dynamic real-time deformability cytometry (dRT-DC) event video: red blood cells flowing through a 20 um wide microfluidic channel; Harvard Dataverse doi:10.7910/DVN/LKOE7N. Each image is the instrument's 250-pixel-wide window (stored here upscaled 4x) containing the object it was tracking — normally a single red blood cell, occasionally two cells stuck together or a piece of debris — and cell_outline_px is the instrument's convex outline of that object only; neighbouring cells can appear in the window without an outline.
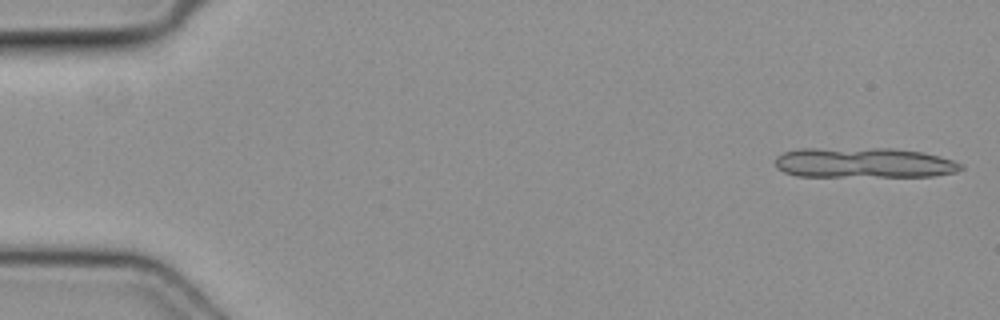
{"species": "common noctule bat (a hibernating species)", "species_latin": "Nyctalus noctula", "temperature_condition": "cold", "stored_images_in_passage": 8, "camera_frame_rate_fps": 3000, "um_per_image_px": 0.085, "animal": {"sex": "female", "body_mass_g": 19.3, "forearm_length_mm": 54.1}, "frame": {"image": 1, "passage_image": 1, "time_ms": 0.0, "image_size_px": [1000, 320], "cell_outline_px": [[964, 168], [956, 172], [932, 176], [796, 176], [784, 172], [776, 168], [776, 156], [784, 152], [800, 148], [892, 148], [924, 152], [940, 156], [964, 164]], "centroid_in_image_um": [73.44, 13.83], "position_along_channel_um": 11.6, "area_um2": 33.0}}